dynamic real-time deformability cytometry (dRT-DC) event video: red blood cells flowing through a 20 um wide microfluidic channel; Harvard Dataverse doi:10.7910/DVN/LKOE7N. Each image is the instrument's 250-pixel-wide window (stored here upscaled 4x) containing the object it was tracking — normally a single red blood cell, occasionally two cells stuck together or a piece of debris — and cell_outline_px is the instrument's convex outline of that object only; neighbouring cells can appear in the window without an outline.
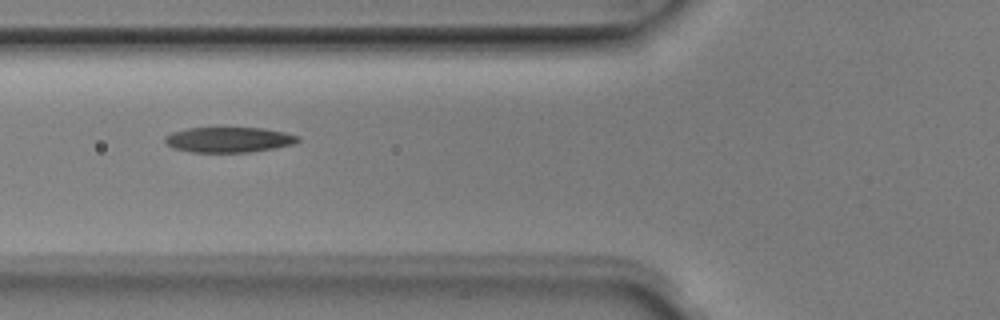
{"species": "Egyptian fruit bat (a non-hibernating species)", "species_latin": "Rousettus aegyptiacus", "temperature_condition": "room temperature", "stored_images_in_passage": 7, "camera_frame_rate_fps": 3000, "um_per_image_px": 0.085, "animal": {"sex": "male"}, "frame": {"image": 1, "passage_image": 5, "time_ms": 1.333, "image_size_px": [1000, 320], "cell_outline_px": [[300, 140], [292, 144], [272, 148], [248, 152], [192, 152], [172, 148], [164, 140], [164, 136], [172, 132], [188, 128], [264, 128], [284, 132], [300, 136]], "centroid_in_image_um": [19.43, 11.87], "position_along_channel_um": 106.4, "area_um2": 19.48}}
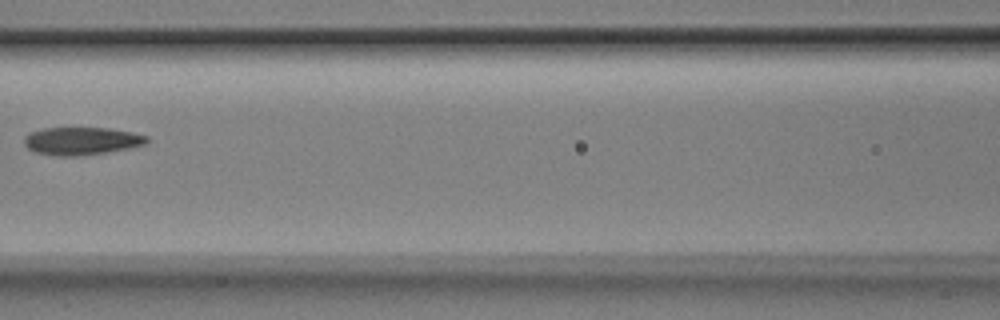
{"frame": {"image": 2, "passage_image": 6, "time_ms": 1.667, "image_size_px": [1000, 320], "cell_outline_px": [[148, 144], [108, 152], [80, 156], [56, 156], [36, 152], [28, 148], [24, 144], [24, 136], [28, 132], [44, 128], [108, 128], [132, 132], [148, 136]], "centroid_in_image_um": [6.93, 11.98], "position_along_channel_um": 159.7, "area_um2": 20.0}}
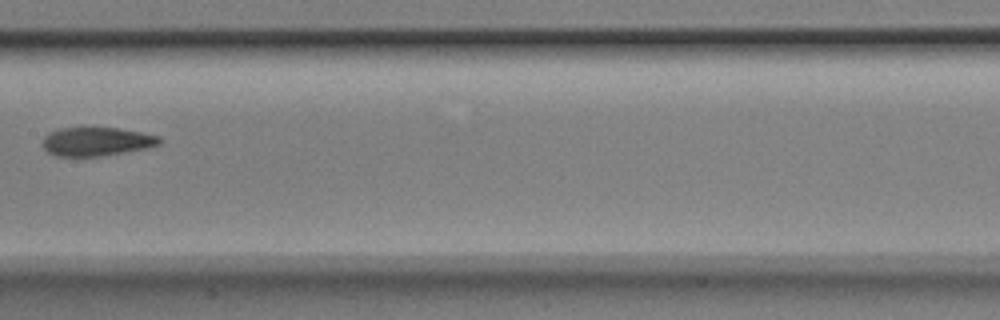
{"frame": {"image": 3, "passage_image": 7, "time_ms": 2.0, "image_size_px": [1000, 320], "cell_outline_px": [[164, 140], [160, 144], [148, 148], [100, 156], [56, 156], [48, 152], [44, 148], [44, 136], [48, 132], [60, 128], [116, 128], [140, 132], [160, 136]], "centroid_in_image_um": [8.24, 12.03], "position_along_channel_um": 199.2, "area_um2": 19.48}}